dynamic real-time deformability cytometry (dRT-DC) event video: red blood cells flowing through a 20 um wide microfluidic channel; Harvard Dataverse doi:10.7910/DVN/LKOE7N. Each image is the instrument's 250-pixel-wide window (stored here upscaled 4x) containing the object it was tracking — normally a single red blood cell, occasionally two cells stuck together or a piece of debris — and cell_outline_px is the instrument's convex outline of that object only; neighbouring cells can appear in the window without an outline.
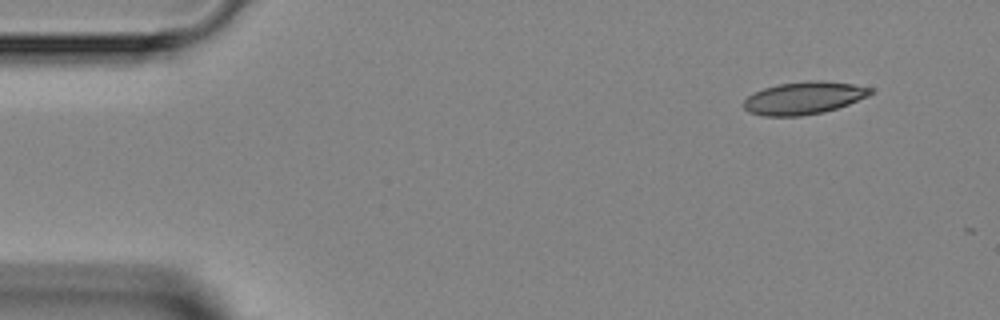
{"species": "Egyptian fruit bat (a non-hibernating species)", "species_latin": "Rousettus aegyptiacus", "temperature_condition": "room temperature", "stored_images_in_passage": 4, "segment_of_instrument_passage": [2, 2], "camera_frame_rate_fps": 3000, "um_per_image_px": 0.085, "animal": {"sex": "female"}, "frame": {"image": 1, "passage_image": 4, "time_ms": 3.667, "image_size_px": [1000, 320], "cell_outline_px": [[876, 92], [868, 96], [848, 104], [824, 112], [800, 116], [764, 116], [748, 112], [744, 108], [744, 100], [748, 96], [764, 88], [780, 84], [808, 80], [824, 80], [852, 84], [872, 88]], "centroid_in_image_um": [68.35, 8.33], "position_along_channel_um": 16.7, "area_um2": 24.04}}